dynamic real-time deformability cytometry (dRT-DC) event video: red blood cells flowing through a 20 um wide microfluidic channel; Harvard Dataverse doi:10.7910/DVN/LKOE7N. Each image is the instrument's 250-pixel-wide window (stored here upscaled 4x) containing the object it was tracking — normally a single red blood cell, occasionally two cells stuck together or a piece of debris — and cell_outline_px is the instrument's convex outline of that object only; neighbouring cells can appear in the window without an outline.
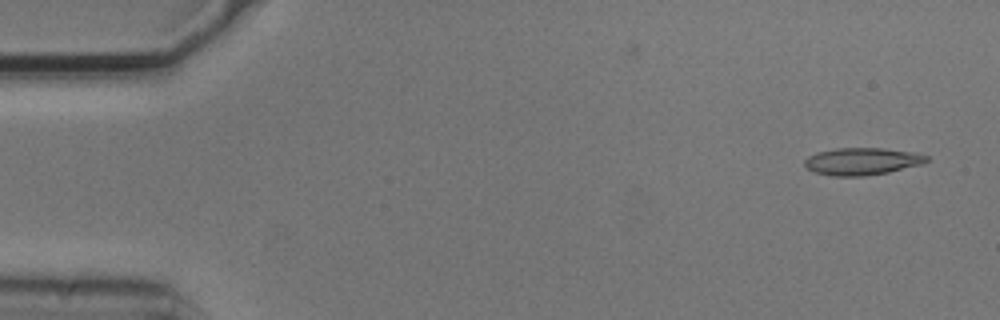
{"species": "common noctule bat (a hibernating species)", "species_latin": "Nyctalus noctula", "temperature_condition": "cold", "stored_images_in_passage": 9, "camera_frame_rate_fps": 3000, "um_per_image_px": 0.085, "animal": {"sex": "male", "body_mass_g": 20.5, "forearm_length_mm": 52.5}, "frame": {"image": 1, "passage_image": 1, "time_ms": 0.0, "image_size_px": [1000, 320], "cell_outline_px": [[928, 160], [920, 164], [888, 172], [864, 176], [832, 176], [816, 172], [808, 168], [804, 164], [804, 160], [808, 156], [816, 152], [836, 148], [884, 148], [912, 152], [928, 156]], "centroid_in_image_um": [73.23, 13.71], "position_along_channel_um": 11.8, "area_um2": 19.19}}
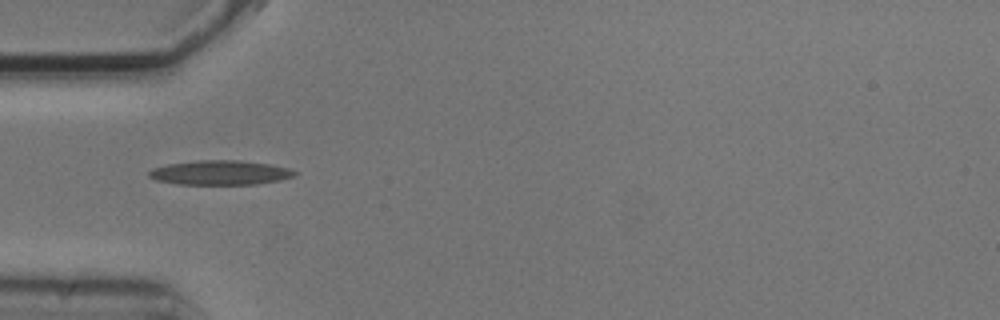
{"frame": {"image": 2, "passage_image": 4, "time_ms": 1.0, "image_size_px": [1000, 320], "cell_outline_px": [[296, 172], [292, 176], [280, 180], [256, 184], [180, 184], [156, 180], [148, 176], [148, 172], [152, 168], [168, 164], [200, 160], [240, 160], [268, 164], [288, 168]], "centroid_in_image_um": [18.67, 14.67], "position_along_channel_um": 66.3, "area_um2": 20.52}}
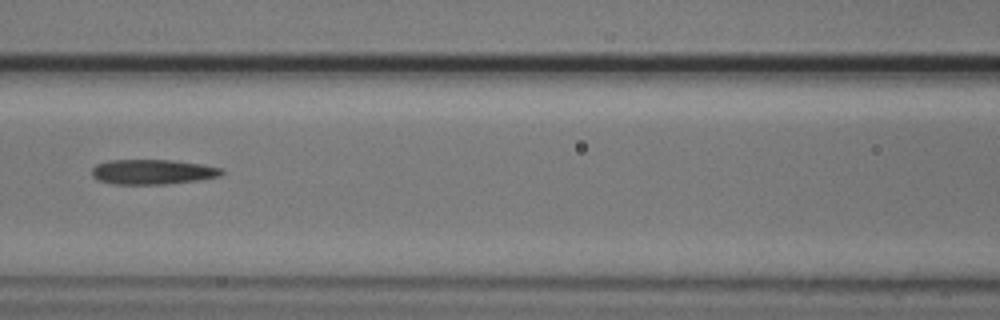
{"frame": {"image": 3, "passage_image": 6, "time_ms": 1.667, "image_size_px": [1000, 320], "cell_outline_px": [[224, 172], [220, 176], [196, 180], [164, 184], [112, 184], [96, 180], [92, 176], [92, 168], [96, 164], [108, 160], [172, 160], [200, 164], [220, 168]], "centroid_in_image_um": [12.9, 14.61], "position_along_channel_um": 153.7, "area_um2": 18.79}}